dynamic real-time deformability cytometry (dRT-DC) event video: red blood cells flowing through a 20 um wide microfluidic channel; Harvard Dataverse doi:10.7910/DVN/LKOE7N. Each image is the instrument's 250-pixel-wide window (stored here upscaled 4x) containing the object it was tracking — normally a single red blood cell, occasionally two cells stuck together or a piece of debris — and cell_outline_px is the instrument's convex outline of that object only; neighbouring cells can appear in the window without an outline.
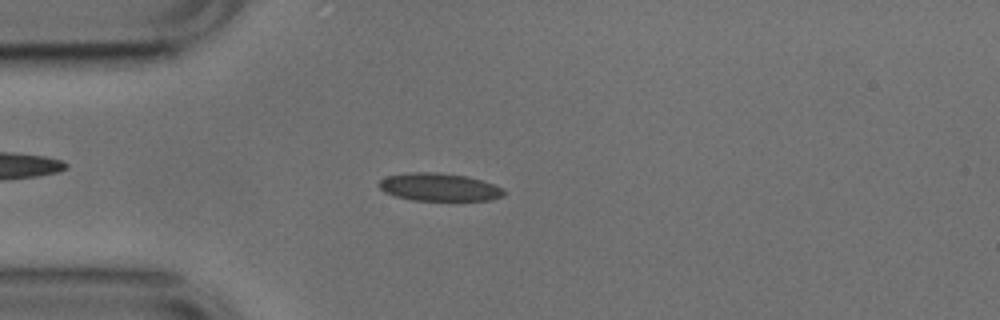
{"species": "common noctule bat (a hibernating species)", "species_latin": "Nyctalus noctula", "temperature_condition": "cold", "stored_images_in_passage": 51, "camera_frame_rate_fps": 3000, "um_per_image_px": 0.085, "animal": {"sex": "male", "body_mass_g": 17.9, "forearm_length_mm": 54.2}, "frame": {"image": 1, "passage_image": 12, "time_ms": 3.667, "image_size_px": [1000, 320], "cell_outline_px": [[504, 196], [492, 200], [412, 200], [396, 196], [384, 192], [376, 184], [380, 180], [388, 176], [408, 172], [436, 172], [468, 176], [504, 188]], "centroid_in_image_um": [37.32, 15.9], "position_along_channel_um": 47.7, "area_um2": 20.29}}
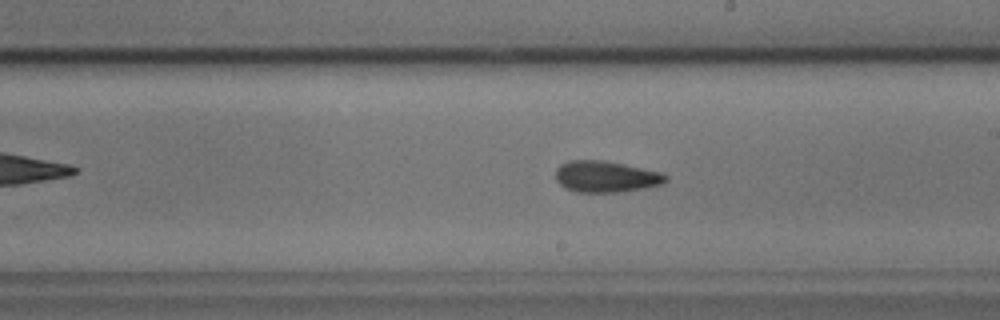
{"frame": {"image": 2, "passage_image": 28, "time_ms": 9.0, "image_size_px": [1000, 320], "cell_outline_px": [[668, 180], [664, 184], [624, 192], [576, 192], [564, 188], [556, 180], [556, 168], [560, 164], [568, 160], [604, 160], [624, 164], [660, 172], [668, 176]], "centroid_in_image_um": [51.49, 15.02], "position_along_channel_um": 237.5, "area_um2": 20.35}}
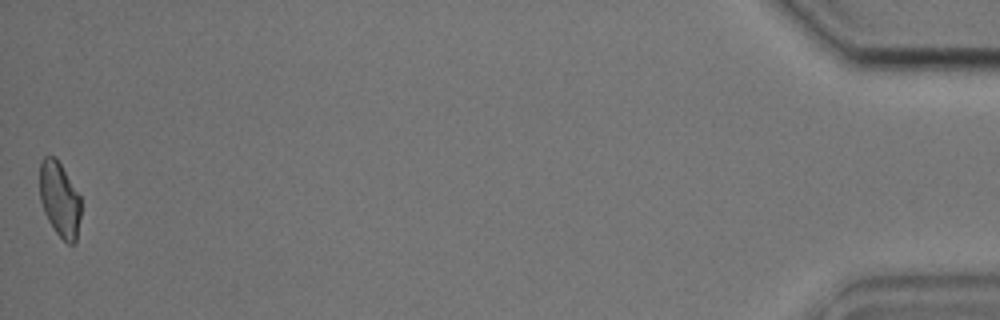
{"frame": {"image": 3, "passage_image": 51, "time_ms": 16.667, "image_size_px": [1000, 320], "cell_outline_px": [[80, 216], [76, 240], [72, 244], [68, 244], [56, 232], [48, 220], [44, 212], [40, 200], [40, 160], [44, 156], [56, 156], [80, 196]], "centroid_in_image_um": [5.05, 16.91], "position_along_channel_um": 430.1, "area_um2": 17.92}, "authors_computed_cell_mechanics": {"area_um2": 19.652, "velocity_mm_per_s": 3.7723, "shape_relaxation_time_tau1_ms": 10.5665, "shape_relaxation_time_tau2_ms": 2.7416, "deformation_change_tau1": 0.166, "deformation_change_tau2": 0.0963}}